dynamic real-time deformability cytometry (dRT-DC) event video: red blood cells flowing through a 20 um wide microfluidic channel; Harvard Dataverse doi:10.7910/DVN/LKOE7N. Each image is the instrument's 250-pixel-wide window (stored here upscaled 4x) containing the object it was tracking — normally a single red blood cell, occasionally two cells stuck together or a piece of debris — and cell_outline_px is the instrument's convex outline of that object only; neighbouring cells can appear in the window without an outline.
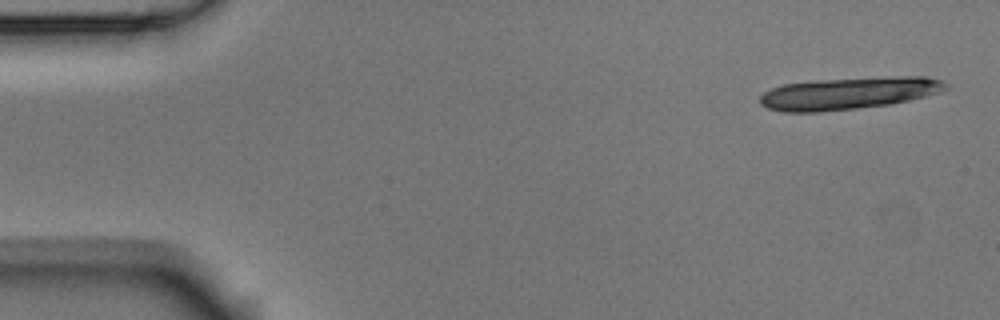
{"species": "Egyptian fruit bat (a non-hibernating species)", "species_latin": "Rousettus aegyptiacus", "temperature_condition": "room temperature", "stored_images_in_passage": 8, "camera_frame_rate_fps": 3000, "um_per_image_px": 0.085, "animal": {"sex": "male"}, "frame": {"image": 1, "passage_image": 1, "time_ms": 0.0, "image_size_px": [1000, 320], "cell_outline_px": [[948, 88], [940, 92], [892, 104], [856, 108], [816, 112], [784, 112], [768, 108], [760, 104], [760, 96], [764, 92], [772, 88], [784, 84], [816, 80], [900, 76], [928, 76], [944, 80], [948, 84]], "centroid_in_image_um": [72.17, 7.92], "position_along_channel_um": 12.8, "area_um2": 34.85}}
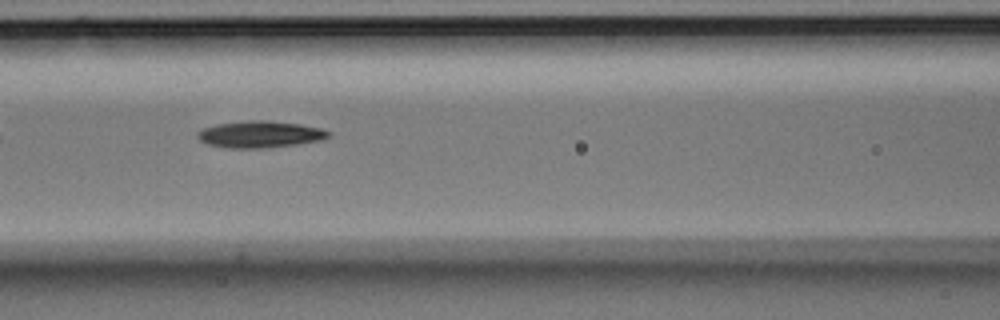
{"frame": {"image": 2, "passage_image": 7, "time_ms": 2.0, "image_size_px": [1000, 320], "cell_outline_px": [[332, 136], [320, 140], [296, 144], [260, 148], [228, 148], [208, 144], [200, 140], [196, 136], [196, 132], [200, 128], [216, 124], [248, 120], [268, 120], [300, 124], [320, 128], [332, 132]], "centroid_in_image_um": [22.07, 11.4], "position_along_channel_um": 144.5, "area_um2": 20.52}}
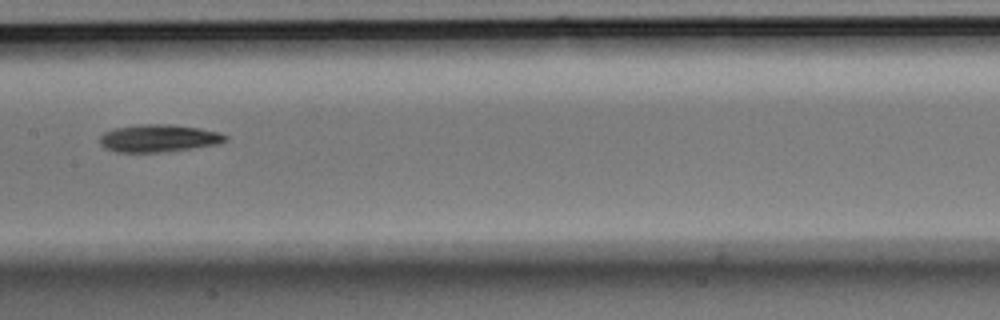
{"frame": {"image": 3, "passage_image": 8, "time_ms": 2.333, "image_size_px": [1000, 320], "cell_outline_px": [[228, 140], [216, 144], [160, 152], [116, 152], [104, 148], [100, 144], [100, 136], [104, 132], [116, 128], [140, 124], [172, 124], [200, 128], [220, 132], [228, 136]], "centroid_in_image_um": [13.47, 11.74], "position_along_channel_um": 193.9, "area_um2": 20.06}}